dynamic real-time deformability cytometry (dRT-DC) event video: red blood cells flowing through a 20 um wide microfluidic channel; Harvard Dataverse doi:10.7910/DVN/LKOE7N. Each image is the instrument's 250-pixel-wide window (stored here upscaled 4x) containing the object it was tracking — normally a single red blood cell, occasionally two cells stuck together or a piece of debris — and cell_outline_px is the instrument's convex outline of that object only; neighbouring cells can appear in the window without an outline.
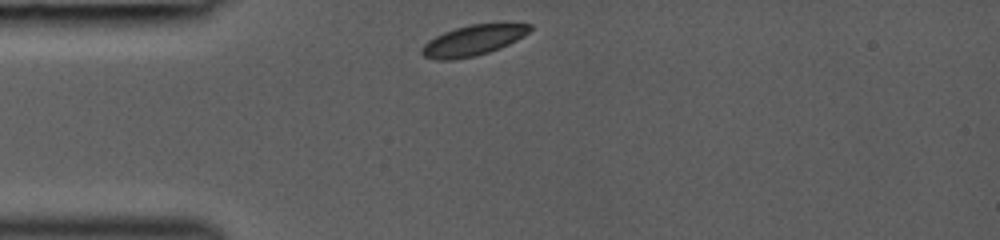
{"species": "common noctule bat (a hibernating species)", "species_latin": "Nyctalus noctula", "temperature_condition": "room temperature", "stored_images_in_passage": 29, "camera_frame_rate_fps": 3000, "um_per_image_px": 0.085, "animal": {"sex": "female", "body_mass_g": 19.0, "forearm_length_mm": 53.3}, "frame": {"image": 1, "passage_image": 1, "time_ms": 0.0, "image_size_px": [1000, 240], "cell_outline_px": [[532, 28], [528, 32], [516, 40], [500, 48], [476, 56], [452, 60], [436, 60], [424, 56], [420, 52], [420, 48], [428, 40], [444, 32], [456, 28], [472, 24], [532, 24]], "centroid_in_image_um": [40.15, 3.45], "position_along_channel_um": 44.8, "area_um2": 18.96}}
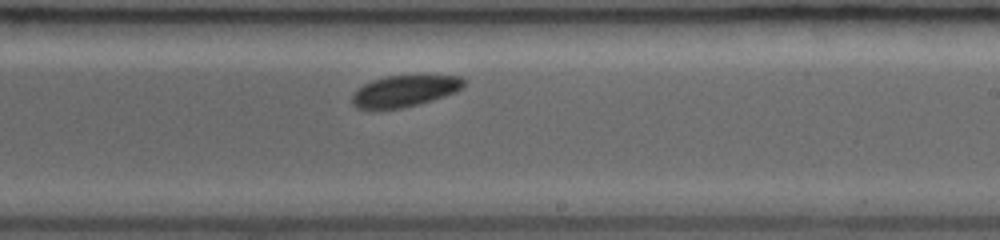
{"frame": {"image": 2, "passage_image": 17, "time_ms": 5.333, "image_size_px": [1000, 240], "cell_outline_px": [[468, 80], [456, 92], [420, 104], [400, 108], [356, 108], [352, 104], [352, 92], [364, 84], [372, 80], [388, 76], [460, 76]], "centroid_in_image_um": [34.39, 7.73], "position_along_channel_um": 254.6, "area_um2": 20.23}}
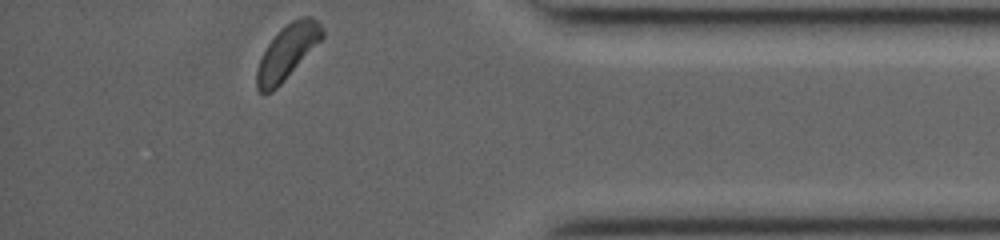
{"frame": {"image": 3, "passage_image": 29, "time_ms": 9.333, "image_size_px": [1000, 240], "cell_outline_px": [[324, 36], [284, 80], [272, 92], [260, 92], [256, 88], [256, 68], [268, 44], [276, 32], [280, 28], [292, 20], [300, 16], [312, 16], [320, 24], [324, 32]], "centroid_in_image_um": [24.4, 4.39], "position_along_channel_um": 410.8, "area_um2": 20.4}}